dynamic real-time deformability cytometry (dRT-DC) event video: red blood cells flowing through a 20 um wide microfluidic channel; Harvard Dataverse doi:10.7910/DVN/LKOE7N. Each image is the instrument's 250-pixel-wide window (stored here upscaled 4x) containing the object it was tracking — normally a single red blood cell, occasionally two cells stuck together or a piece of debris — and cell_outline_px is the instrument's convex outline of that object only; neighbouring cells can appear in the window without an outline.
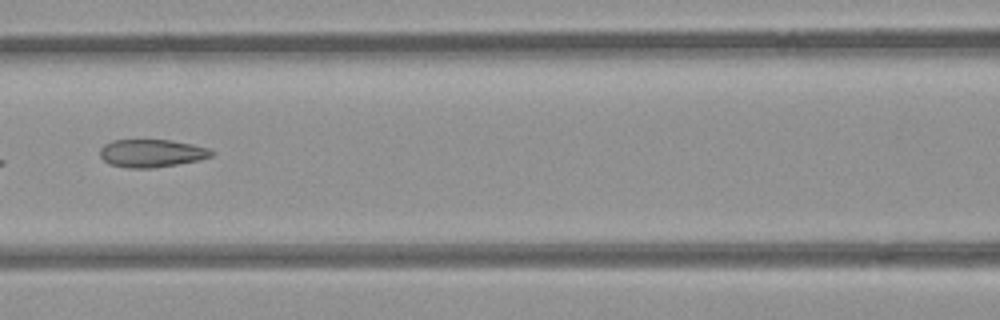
{"species": "common noctule bat (a hibernating species)", "species_latin": "Nyctalus noctula", "temperature_condition": "room temperature", "stored_images_in_passage": 4, "camera_frame_rate_fps": 3000, "um_per_image_px": 0.085, "animal": {"sex": "female", "body_mass_g": 21.9}, "frame": {"image": 1, "passage_image": 4, "time_ms": 4.333, "image_size_px": [1000, 320], "cell_outline_px": [[216, 152], [212, 156], [200, 160], [152, 168], [128, 168], [108, 164], [100, 156], [100, 148], [104, 144], [112, 140], [168, 140], [192, 144], [208, 148]], "centroid_in_image_um": [12.88, 13.02], "position_along_channel_um": 153.7, "area_um2": 18.15}}